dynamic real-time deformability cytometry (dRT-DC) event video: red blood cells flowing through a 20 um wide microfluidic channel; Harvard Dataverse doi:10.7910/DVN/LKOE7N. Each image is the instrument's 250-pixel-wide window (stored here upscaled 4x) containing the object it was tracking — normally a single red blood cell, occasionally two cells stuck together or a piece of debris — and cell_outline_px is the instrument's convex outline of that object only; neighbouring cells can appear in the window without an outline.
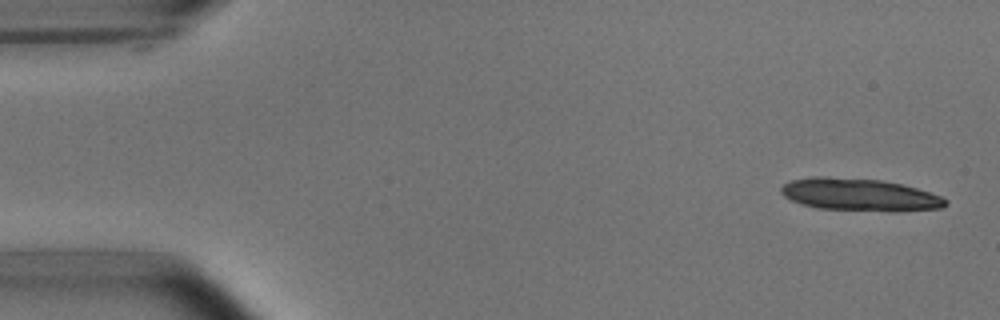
{"species": "common noctule bat (a hibernating species)", "species_latin": "Nyctalus noctula", "temperature_condition": "room temperature", "stored_images_in_passage": 18, "camera_frame_rate_fps": 3000, "um_per_image_px": 0.085, "animal": {"sex": "male", "body_mass_g": 15.6}, "frame": {"image": 1, "passage_image": 2, "time_ms": 0.333, "image_size_px": [1000, 320], "cell_outline_px": [[948, 204], [940, 208], [896, 212], [892, 212], [816, 208], [800, 204], [784, 196], [780, 192], [780, 188], [784, 184], [792, 180], [812, 176], [824, 176], [880, 180], [900, 184], [916, 188], [940, 196], [948, 200]], "centroid_in_image_um": [73.05, 16.56], "position_along_channel_um": 12.0, "area_um2": 31.21}}
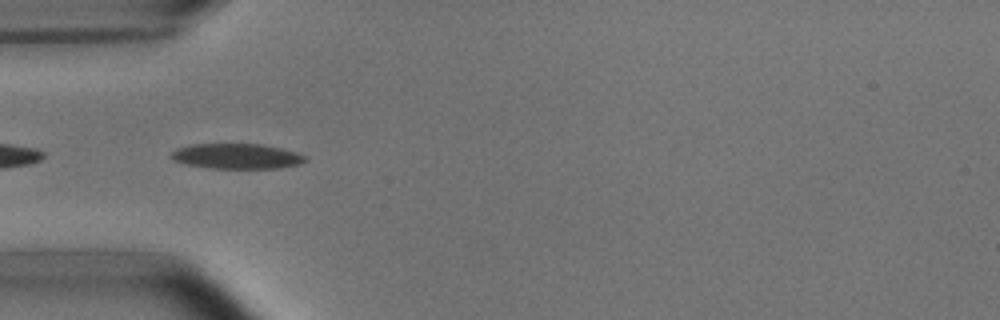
{"frame": {"image": 2, "passage_image": 16, "time_ms": 5.0, "image_size_px": [1000, 320], "cell_outline_px": [[308, 160], [300, 164], [280, 168], [208, 168], [184, 164], [172, 160], [168, 156], [176, 148], [192, 144], [260, 144], [280, 148], [296, 152], [304, 156]], "centroid_in_image_um": [20.07, 13.28], "position_along_channel_um": 64.9, "area_um2": 19.83}}